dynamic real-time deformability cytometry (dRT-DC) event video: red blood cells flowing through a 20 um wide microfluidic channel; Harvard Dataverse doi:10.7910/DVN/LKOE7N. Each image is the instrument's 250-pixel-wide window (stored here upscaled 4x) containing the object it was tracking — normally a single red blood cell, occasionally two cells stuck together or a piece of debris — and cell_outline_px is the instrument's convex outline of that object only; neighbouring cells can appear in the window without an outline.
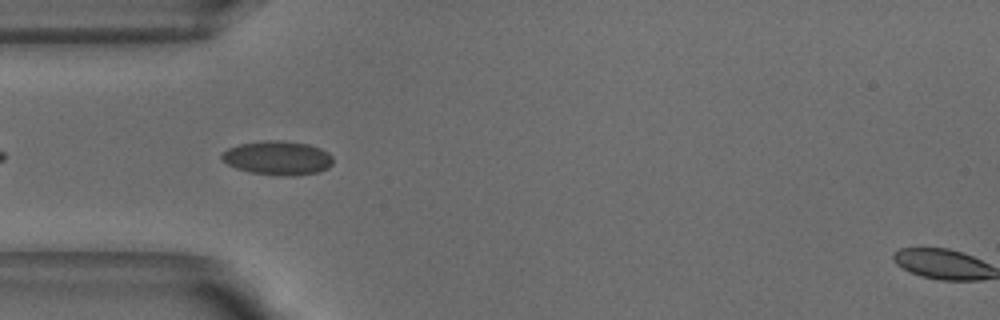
{"species": "common noctule bat (a hibernating species)", "species_latin": "Nyctalus noctula", "temperature_condition": "warm", "stored_images_in_passage": 18, "camera_frame_rate_fps": 3000, "um_per_image_px": 0.085, "animal": {"sex": "male", "body_mass_g": 18.8}, "frame": {"image": 1, "passage_image": 3, "time_ms": 0.667, "image_size_px": [1000, 320], "cell_outline_px": [[332, 164], [328, 168], [320, 172], [296, 176], [280, 176], [248, 172], [236, 168], [220, 160], [220, 152], [228, 148], [240, 144], [264, 140], [280, 140], [308, 144], [320, 148], [328, 152], [332, 156]], "centroid_in_image_um": [23.58, 13.43], "position_along_channel_um": 61.4, "area_um2": 22.43}}
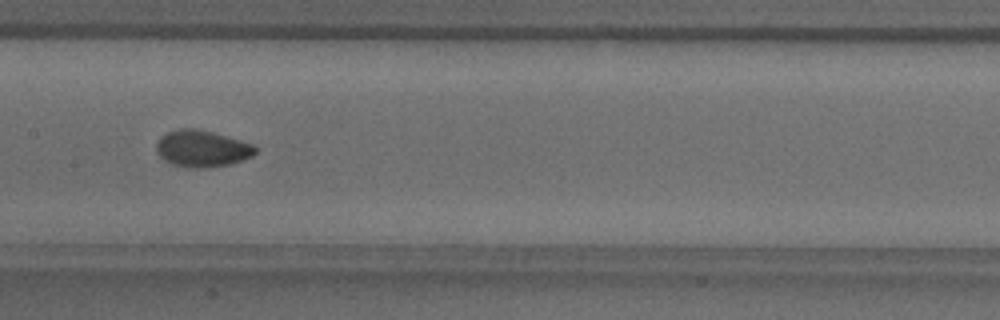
{"frame": {"image": 2, "passage_image": 13, "time_ms": 4.0, "image_size_px": [1000, 320], "cell_outline_px": [[256, 152], [252, 156], [228, 164], [200, 168], [192, 168], [172, 164], [164, 160], [160, 156], [156, 148], [156, 144], [160, 136], [168, 132], [180, 128], [192, 128], [212, 132], [240, 140], [252, 144], [256, 148]], "centroid_in_image_um": [17.14, 12.62], "position_along_channel_um": 190.3, "area_um2": 20.81}}